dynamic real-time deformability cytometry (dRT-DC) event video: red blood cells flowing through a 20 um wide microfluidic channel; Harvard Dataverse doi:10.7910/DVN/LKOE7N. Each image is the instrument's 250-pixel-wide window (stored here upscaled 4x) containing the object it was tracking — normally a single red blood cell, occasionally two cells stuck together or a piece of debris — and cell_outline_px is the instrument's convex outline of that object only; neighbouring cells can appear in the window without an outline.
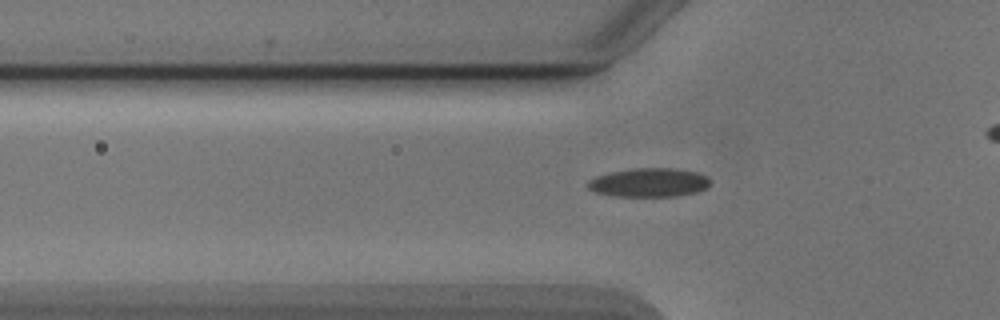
{"species": "Egyptian fruit bat (a non-hibernating species)", "species_latin": "Rousettus aegyptiacus", "temperature_condition": "cold", "stored_images_in_passage": 47, "camera_frame_rate_fps": 3000, "um_per_image_px": 0.085, "animal": {"sex": "male"}, "frame": {"image": 1, "passage_image": 18, "time_ms": 5.667, "image_size_px": [1000, 320], "cell_outline_px": [[708, 188], [696, 192], [676, 196], [612, 196], [596, 192], [588, 188], [588, 180], [596, 176], [612, 172], [632, 168], [672, 168], [696, 172], [708, 176]], "centroid_in_image_um": [55.16, 15.51], "position_along_channel_um": 70.6, "area_um2": 20.46}}
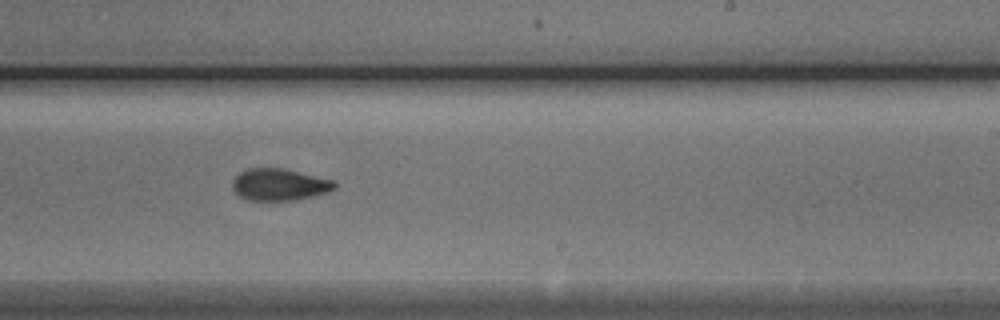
{"frame": {"image": 2, "passage_image": 33, "time_ms": 10.667, "image_size_px": [1000, 320], "cell_outline_px": [[336, 188], [328, 192], [312, 196], [292, 200], [248, 200], [240, 196], [232, 188], [232, 180], [240, 172], [248, 168], [284, 168], [332, 180], [336, 184]], "centroid_in_image_um": [23.73, 15.68], "position_along_channel_um": 265.3, "area_um2": 18.84}}
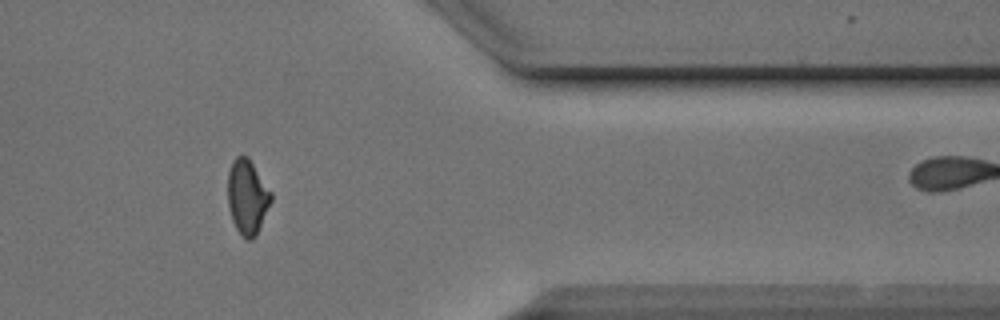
{"frame": {"image": 3, "passage_image": 44, "time_ms": 14.333, "image_size_px": [1000, 320], "cell_outline_px": [[272, 200], [256, 236], [252, 240], [244, 240], [236, 228], [232, 220], [228, 204], [228, 172], [232, 160], [236, 156], [248, 156], [272, 192]], "centroid_in_image_um": [21.02, 16.74], "position_along_channel_um": 390.4, "area_um2": 19.02}, "authors_computed_cell_mechanics": {"area_um2": 19.1896, "velocity_mm_per_s": 3.8916, "shape_relaxation_time_tau1_ms": 4.062, "shape_relaxation_time_tau2_ms": 2.0715, "deformation_change_tau1": 0.1251, "deformation_change_tau2": 0.0715}}